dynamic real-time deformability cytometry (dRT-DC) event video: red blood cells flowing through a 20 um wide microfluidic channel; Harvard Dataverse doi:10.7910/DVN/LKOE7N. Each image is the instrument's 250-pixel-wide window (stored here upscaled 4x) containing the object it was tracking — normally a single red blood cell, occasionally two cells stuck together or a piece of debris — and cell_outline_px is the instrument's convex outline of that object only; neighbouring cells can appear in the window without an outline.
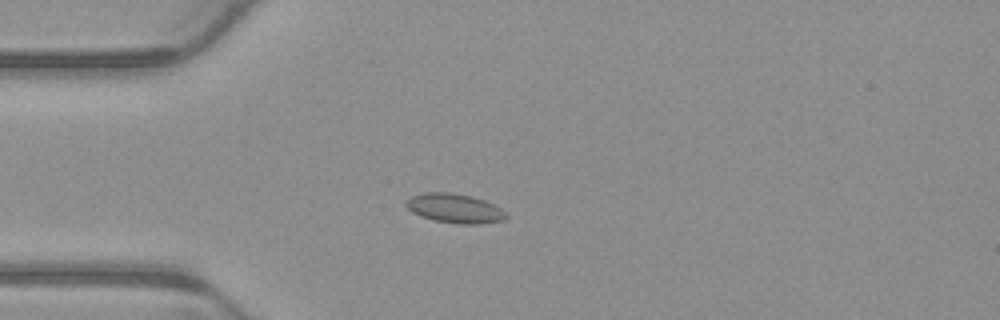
{"species": "common noctule bat (a hibernating species)", "species_latin": "Nyctalus noctula", "temperature_condition": "warm", "stored_images_in_passage": 5, "camera_frame_rate_fps": 3000, "um_per_image_px": 0.085, "animal": {"sex": "male", "body_mass_g": 23.1, "forearm_length_mm": 52.7}, "frame": {"image": 1, "passage_image": 4, "time_ms": 1.0, "image_size_px": [1000, 320], "cell_outline_px": [[508, 216], [504, 220], [480, 224], [460, 224], [436, 220], [420, 216], [412, 212], [404, 204], [404, 200], [412, 196], [428, 192], [448, 192], [472, 196], [484, 200], [500, 208]], "centroid_in_image_um": [38.63, 17.71], "position_along_channel_um": 46.4, "area_um2": 16.99}}